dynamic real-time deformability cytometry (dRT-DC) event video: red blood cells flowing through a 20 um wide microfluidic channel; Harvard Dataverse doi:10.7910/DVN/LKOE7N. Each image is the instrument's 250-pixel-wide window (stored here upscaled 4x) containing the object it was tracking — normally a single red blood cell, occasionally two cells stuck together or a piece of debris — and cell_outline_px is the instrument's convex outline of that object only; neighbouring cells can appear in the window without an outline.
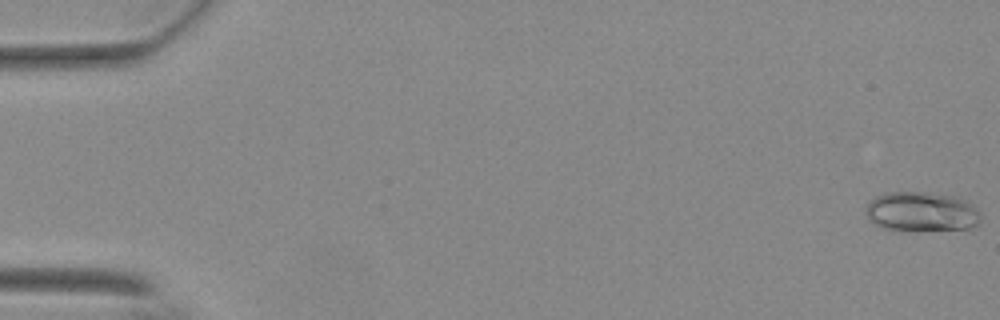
{"species": "Egyptian fruit bat (a non-hibernating species)", "species_latin": "Rousettus aegyptiacus", "temperature_condition": "warm", "stored_images_in_passage": 56, "camera_frame_rate_fps": 3000, "um_per_image_px": 0.085, "animal": {"sex": "female"}, "frame": {"image": 1, "passage_image": 1, "time_ms": 0.0, "image_size_px": [1000, 320], "cell_outline_px": [[980, 220], [972, 228], [916, 232], [900, 232], [880, 228], [868, 220], [864, 212], [864, 208], [868, 200], [884, 192], [924, 192], [960, 196], [968, 200], [980, 212]], "centroid_in_image_um": [78.28, 18.02], "position_along_channel_um": 6.7, "area_um2": 27.92}}
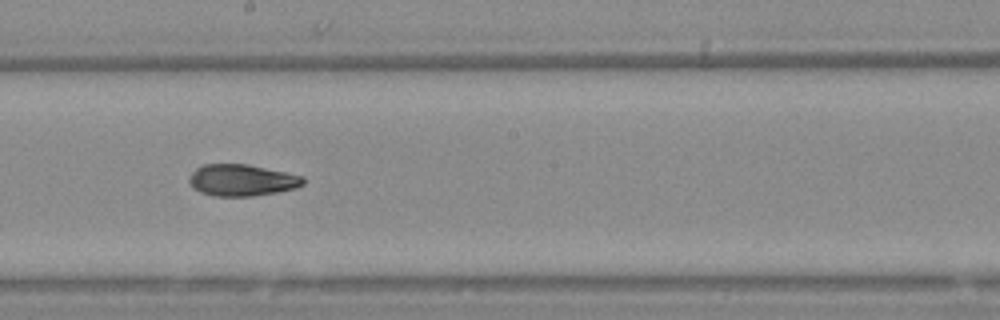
{"frame": {"image": 2, "passage_image": 32, "time_ms": 10.333, "image_size_px": [1000, 320], "cell_outline_px": [[304, 184], [296, 188], [276, 192], [252, 196], [216, 196], [200, 192], [192, 188], [188, 180], [188, 176], [196, 168], [204, 164], [248, 164], [304, 176]], "centroid_in_image_um": [20.54, 15.31], "position_along_channel_um": 227.7, "area_um2": 21.1}}
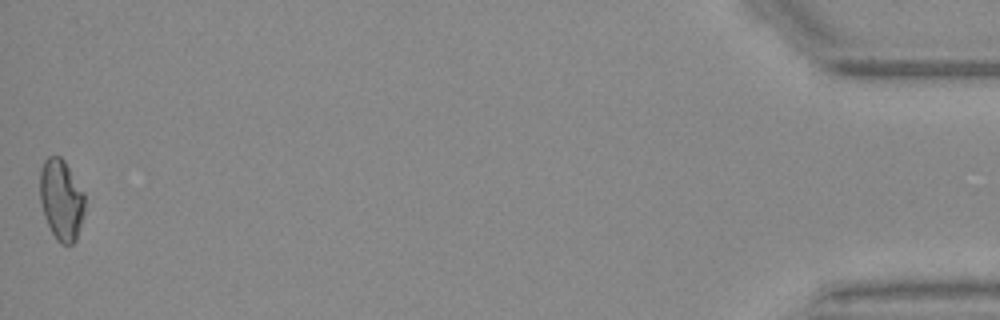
{"frame": {"image": 3, "passage_image": 56, "time_ms": 18.333, "image_size_px": [1000, 320], "cell_outline_px": [[84, 216], [76, 240], [72, 244], [60, 244], [56, 240], [44, 216], [40, 200], [40, 172], [44, 160], [48, 156], [60, 156], [64, 160], [84, 192]], "centroid_in_image_um": [5.21, 16.99], "position_along_channel_um": 430.0, "area_um2": 21.21}, "authors_computed_cell_mechanics": {"area_um2": 21.4438, "velocity_mm_per_s": 3.6992, "shape_relaxation_time_tau1_ms": null, "shape_relaxation_time_tau2_ms": 3.7982, "deformation_change_tau1": null, "deformation_change_tau2": 0.0924}}